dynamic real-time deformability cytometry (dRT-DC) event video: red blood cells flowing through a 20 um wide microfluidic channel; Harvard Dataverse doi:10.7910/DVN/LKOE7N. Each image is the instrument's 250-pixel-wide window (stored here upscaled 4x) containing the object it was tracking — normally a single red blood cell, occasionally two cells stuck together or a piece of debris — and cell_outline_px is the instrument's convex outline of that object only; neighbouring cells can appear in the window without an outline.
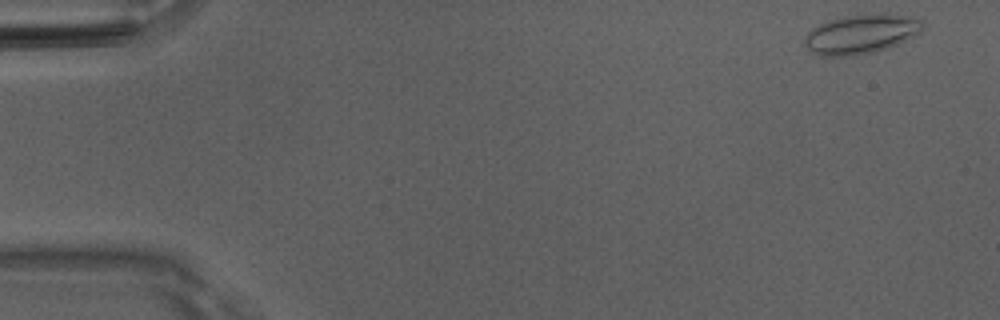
{"species": "Egyptian fruit bat (a non-hibernating species)", "species_latin": "Rousettus aegyptiacus", "temperature_condition": "room temperature", "stored_images_in_passage": 49, "camera_frame_rate_fps": 3000, "um_per_image_px": 0.085, "animal": {"sex": "male"}, "frame": {"image": 1, "passage_image": 1, "time_ms": 0.0, "image_size_px": [1000, 320], "cell_outline_px": [[924, 28], [920, 32], [888, 48], [872, 52], [852, 56], [820, 56], [812, 52], [804, 44], [804, 36], [812, 28], [828, 20], [844, 16], [880, 12], [888, 12], [912, 16], [924, 20]], "centroid_in_image_um": [73.22, 2.86], "position_along_channel_um": 11.8, "area_um2": 27.51}}
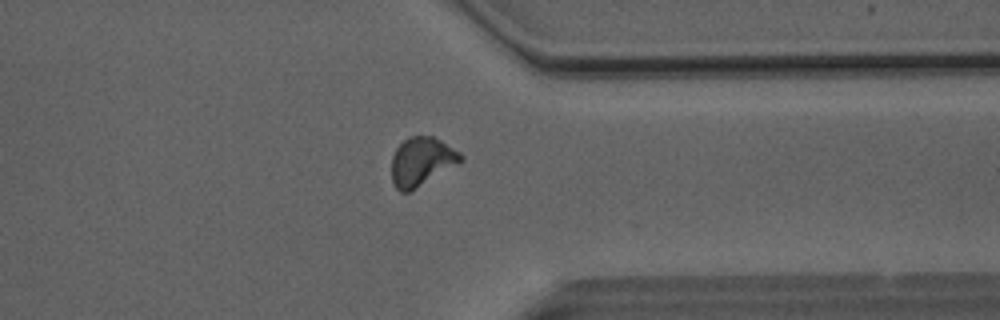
{"frame": {"image": 2, "passage_image": 38, "time_ms": 12.333, "image_size_px": [1000, 320], "cell_outline_px": [[464, 160], [408, 192], [400, 192], [392, 184], [392, 156], [396, 148], [408, 136], [432, 136], [440, 140], [460, 152], [464, 156]], "centroid_in_image_um": [35.82, 13.72], "position_along_channel_um": 375.6, "area_um2": 19.36}}
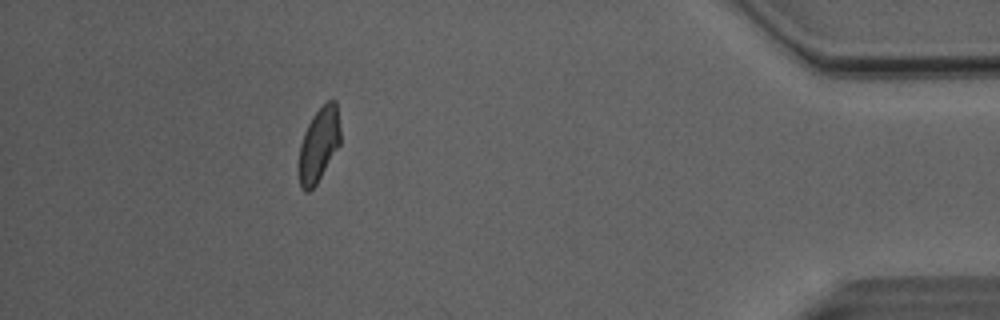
{"frame": {"image": 3, "passage_image": 44, "time_ms": 14.333, "image_size_px": [1000, 320], "cell_outline_px": [[340, 144], [316, 184], [308, 192], [304, 192], [300, 188], [300, 144], [304, 132], [312, 116], [328, 100], [336, 100], [340, 128]], "centroid_in_image_um": [27.11, 12.28], "position_along_channel_um": 408.1, "area_um2": 17.63}, "authors_computed_cell_mechanics": {"area_um2": 19.074, "velocity_mm_per_s": 4.076, "shape_relaxation_time_tau1_ms": 7.2383, "shape_relaxation_time_tau2_ms": 1.4285, "deformation_change_tau1": 0.1411, "deformation_change_tau2": 0.0725}}